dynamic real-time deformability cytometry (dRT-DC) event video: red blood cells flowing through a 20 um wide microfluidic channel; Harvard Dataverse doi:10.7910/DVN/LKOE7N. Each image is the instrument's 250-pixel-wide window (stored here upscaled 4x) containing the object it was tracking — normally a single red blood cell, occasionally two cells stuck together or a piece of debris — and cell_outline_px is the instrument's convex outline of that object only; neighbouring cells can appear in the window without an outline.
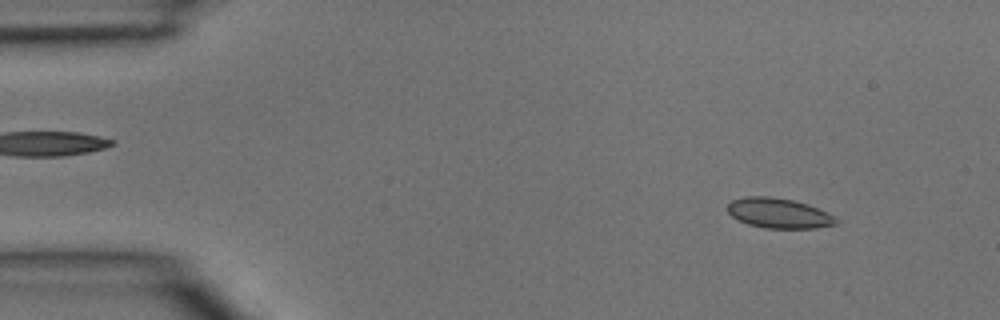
{"species": "common noctule bat (a hibernating species)", "species_latin": "Nyctalus noctula", "temperature_condition": "room temperature", "stored_images_in_passage": 3, "camera_frame_rate_fps": 3000, "um_per_image_px": 0.085, "animal": {"sex": "male", "body_mass_g": 15.6}, "frame": {"image": 1, "passage_image": 1, "time_ms": 0.0, "image_size_px": [1000, 320], "cell_outline_px": [[840, 220], [836, 224], [812, 228], [764, 228], [748, 224], [732, 216], [728, 212], [728, 204], [732, 200], [744, 196], [772, 196], [792, 200], [808, 204]], "centroid_in_image_um": [66.16, 18.11], "position_along_channel_um": 18.8, "area_um2": 18.79}}